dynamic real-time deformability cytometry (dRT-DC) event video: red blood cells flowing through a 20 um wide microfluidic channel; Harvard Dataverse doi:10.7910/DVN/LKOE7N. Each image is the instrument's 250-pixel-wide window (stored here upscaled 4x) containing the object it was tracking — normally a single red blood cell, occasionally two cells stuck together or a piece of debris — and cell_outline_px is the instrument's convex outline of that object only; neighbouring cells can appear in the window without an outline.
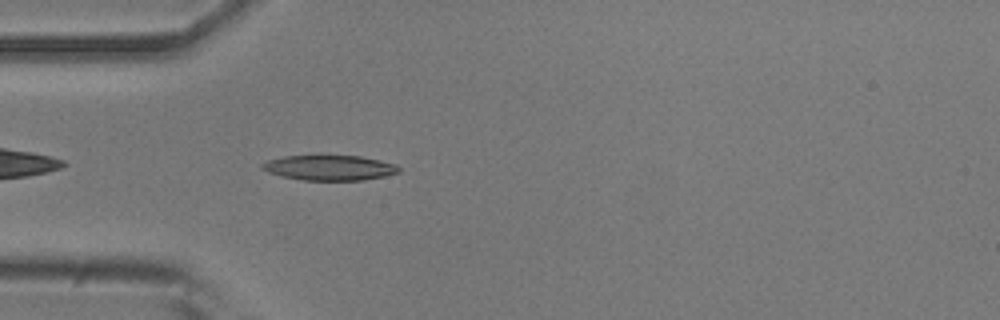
{"species": "common noctule bat (a hibernating species)", "species_latin": "Nyctalus noctula", "temperature_condition": "room temperature", "stored_images_in_passage": 41, "camera_frame_rate_fps": 3000, "um_per_image_px": 0.085, "animal": {"sex": "male", "body_mass_g": 20.5, "forearm_length_mm": 52.5}, "frame": {"image": 1, "passage_image": 3, "time_ms": 0.667, "image_size_px": [1000, 320], "cell_outline_px": [[400, 172], [384, 176], [364, 180], [304, 180], [280, 176], [268, 172], [260, 168], [260, 164], [268, 160], [284, 156], [360, 156], [380, 160], [396, 164], [400, 168]], "centroid_in_image_um": [28.0, 14.26], "position_along_channel_um": 57.0, "area_um2": 20.0}}
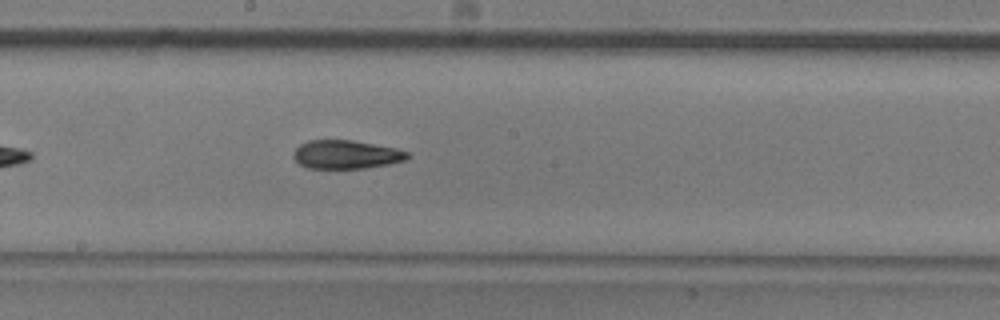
{"frame": {"image": 2, "passage_image": 16, "time_ms": 5.0, "image_size_px": [1000, 320], "cell_outline_px": [[412, 156], [404, 160], [388, 164], [364, 168], [308, 168], [300, 164], [292, 156], [296, 148], [300, 144], [308, 140], [352, 140], [396, 148], [408, 152]], "centroid_in_image_um": [29.42, 13.13], "position_along_channel_um": 218.8, "area_um2": 18.9}}
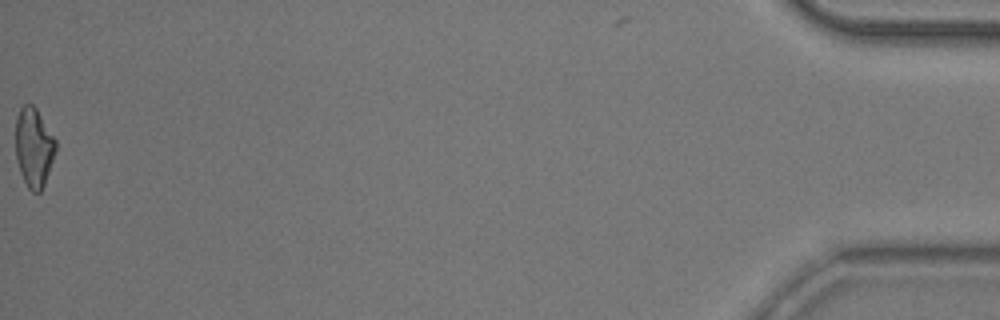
{"frame": {"image": 3, "passage_image": 41, "time_ms": 13.333, "image_size_px": [1000, 320], "cell_outline_px": [[56, 152], [44, 184], [40, 192], [32, 192], [28, 188], [20, 172], [16, 160], [16, 116], [20, 108], [24, 104], [32, 104], [36, 108], [56, 140]], "centroid_in_image_um": [2.87, 12.52], "position_along_channel_um": 432.3, "area_um2": 18.5}, "authors_computed_cell_mechanics": {"area_um2": 19.5364, "velocity_mm_per_s": 3.7915, "shape_relaxation_time_tau1_ms": 6.3734, "shape_relaxation_time_tau2_ms": 4.2191, "deformation_change_tau1": 0.1706, "deformation_change_tau2": 0.1374}}